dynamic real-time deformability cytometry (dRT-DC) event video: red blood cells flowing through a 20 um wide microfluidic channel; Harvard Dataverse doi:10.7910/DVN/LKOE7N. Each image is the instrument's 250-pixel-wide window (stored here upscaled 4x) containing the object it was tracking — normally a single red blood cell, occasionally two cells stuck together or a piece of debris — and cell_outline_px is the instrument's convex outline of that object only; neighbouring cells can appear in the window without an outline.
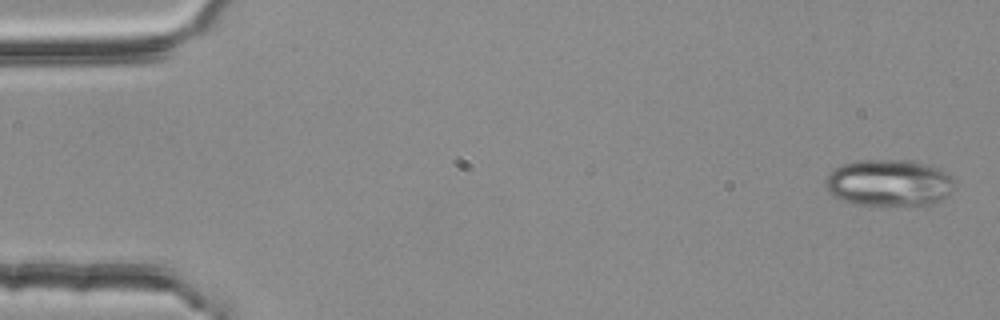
{"species": "common noctule bat (a hibernating species)", "species_latin": "Nyctalus noctula", "temperature_condition": "room temperature", "stored_images_in_passage": 6, "camera_frame_rate_fps": 3000, "um_per_image_px": 0.085, "animal": {"sex": "female", "body_mass_g": 25.1}, "frame": {"image": 1, "passage_image": 1, "time_ms": 0.0, "image_size_px": [1000, 320], "cell_outline_px": [[952, 188], [948, 196], [924, 208], [856, 204], [840, 200], [832, 196], [828, 192], [824, 184], [824, 180], [828, 172], [832, 168], [856, 160], [912, 160], [940, 168], [952, 176]], "centroid_in_image_um": [75.54, 15.58], "position_along_channel_um": 9.5, "area_um2": 36.36}}
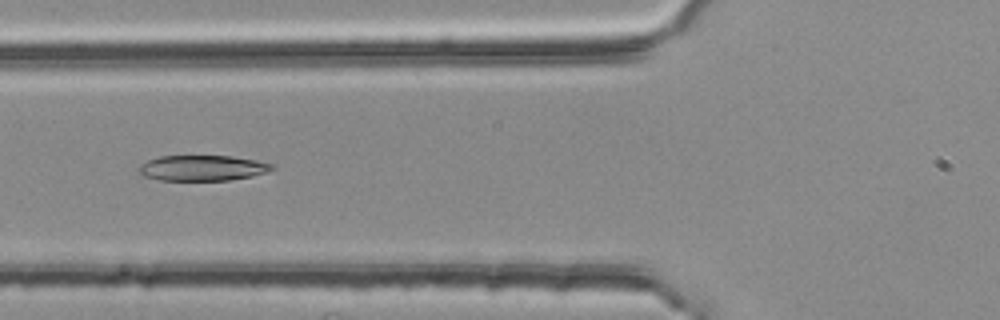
{"frame": {"image": 2, "passage_image": 5, "time_ms": 1.333, "image_size_px": [1000, 320], "cell_outline_px": [[276, 168], [268, 172], [252, 176], [228, 180], [160, 180], [144, 176], [140, 172], [140, 164], [148, 160], [160, 156], [232, 156], [256, 160], [272, 164]], "centroid_in_image_um": [17.24, 14.28], "position_along_channel_um": 108.6, "area_um2": 19.71}}
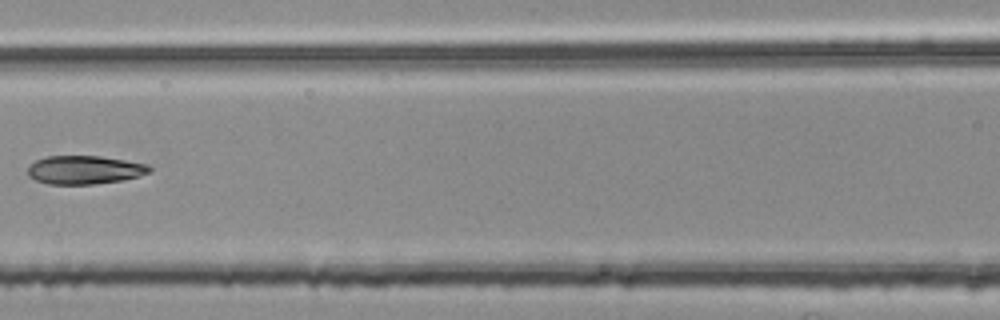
{"frame": {"image": 3, "passage_image": 6, "time_ms": 1.667, "image_size_px": [1000, 320], "cell_outline_px": [[152, 172], [140, 176], [120, 180], [96, 184], [48, 184], [36, 180], [28, 176], [28, 164], [36, 160], [48, 156], [100, 156], [148, 164], [152, 168]], "centroid_in_image_um": [7.19, 14.44], "position_along_channel_um": 159.4, "area_um2": 20.29}}